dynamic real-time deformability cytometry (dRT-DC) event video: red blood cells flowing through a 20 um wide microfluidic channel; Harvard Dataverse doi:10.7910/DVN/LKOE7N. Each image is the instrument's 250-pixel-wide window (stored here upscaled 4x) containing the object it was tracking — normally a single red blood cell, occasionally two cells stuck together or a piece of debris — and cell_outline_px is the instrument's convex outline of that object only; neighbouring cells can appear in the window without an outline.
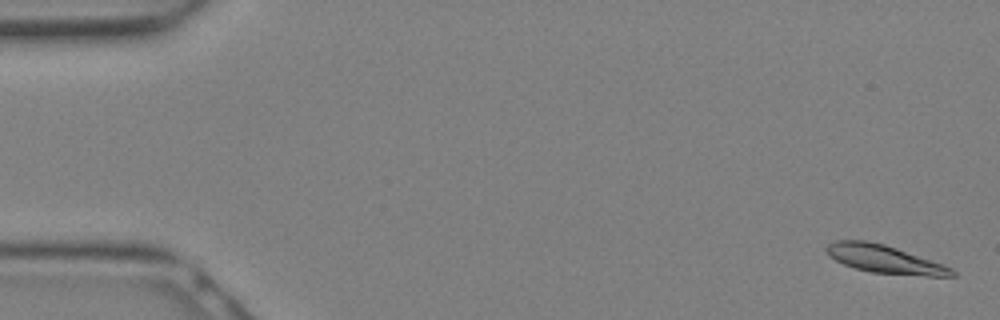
{"species": "Egyptian fruit bat (a non-hibernating species)", "species_latin": "Rousettus aegyptiacus", "temperature_condition": "warm", "stored_images_in_passage": 16, "camera_frame_rate_fps": 3000, "um_per_image_px": 0.085, "animal": {"sex": "female"}, "frame": {"image": 1, "passage_image": 1, "time_ms": 0.0, "image_size_px": [1000, 320], "cell_outline_px": [[956, 276], [924, 276], [872, 272], [856, 268], [844, 264], [828, 256], [824, 248], [828, 244], [836, 240], [868, 240], [884, 244], [944, 264], [952, 268], [956, 272]], "centroid_in_image_um": [75.19, 22.02], "position_along_channel_um": 9.8, "area_um2": 20.52}}
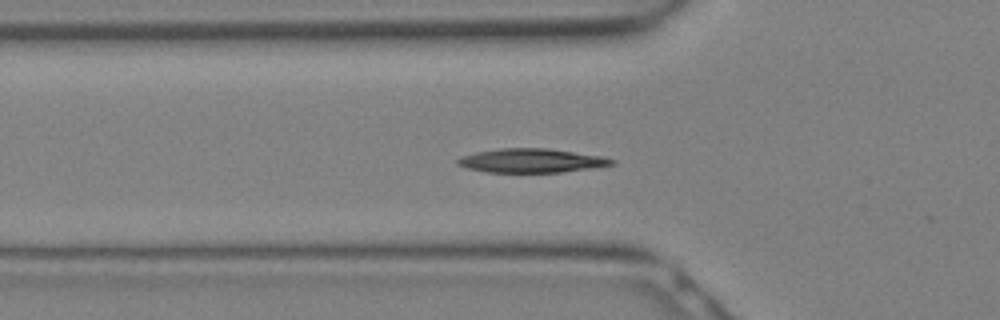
{"frame": {"image": 2, "passage_image": 10, "time_ms": 3.0, "image_size_px": [1000, 320], "cell_outline_px": [[616, 164], [560, 172], [488, 172], [468, 168], [456, 164], [456, 160], [460, 156], [476, 152], [500, 148], [548, 148], [604, 156], [616, 160]], "centroid_in_image_um": [45.17, 13.64], "position_along_channel_um": 80.6, "area_um2": 21.5}}
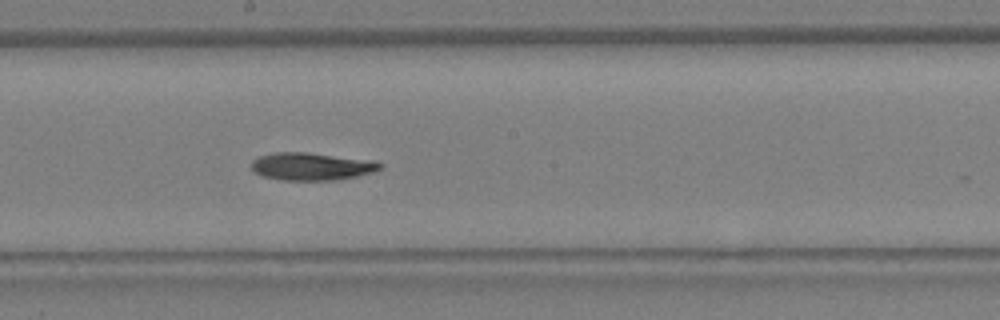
{"frame": {"image": 3, "passage_image": 16, "time_ms": 5.0, "image_size_px": [1000, 320], "cell_outline_px": [[384, 168], [372, 172], [356, 176], [336, 180], [284, 180], [264, 176], [252, 172], [252, 160], [260, 156], [272, 152], [308, 152], [376, 160], [384, 164]], "centroid_in_image_um": [26.53, 14.13], "position_along_channel_um": 221.7, "area_um2": 20.98}}